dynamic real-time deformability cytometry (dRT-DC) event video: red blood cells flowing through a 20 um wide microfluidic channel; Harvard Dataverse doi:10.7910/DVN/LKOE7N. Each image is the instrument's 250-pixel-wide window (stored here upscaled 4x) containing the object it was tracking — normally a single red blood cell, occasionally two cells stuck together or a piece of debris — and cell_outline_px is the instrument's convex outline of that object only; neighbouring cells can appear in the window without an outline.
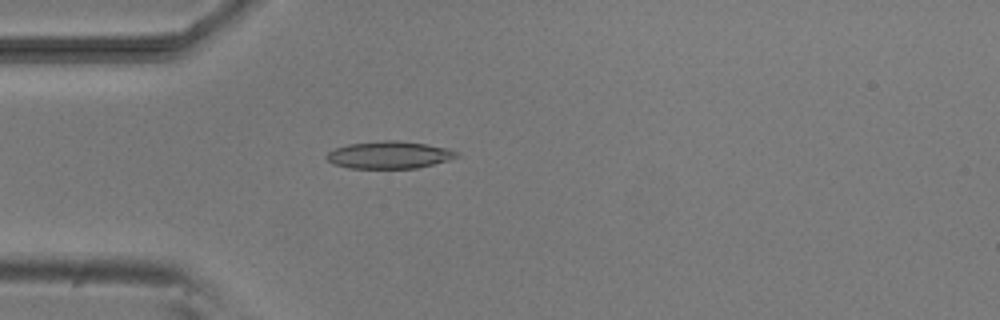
{"species": "common noctule bat (a hibernating species)", "species_latin": "Nyctalus noctula", "temperature_condition": "room temperature", "stored_images_in_passage": 3, "camera_frame_rate_fps": 3000, "um_per_image_px": 0.085, "animal": {"sex": "male", "body_mass_g": 20.5, "forearm_length_mm": 52.5}, "frame": {"image": 1, "passage_image": 3, "time_ms": 2.333, "image_size_px": [1000, 320], "cell_outline_px": [[460, 156], [448, 160], [416, 168], [348, 168], [332, 164], [324, 156], [328, 152], [336, 148], [348, 144], [384, 140], [400, 140], [424, 144], [444, 148], [456, 152]], "centroid_in_image_um": [33.02, 13.17], "position_along_channel_um": 52.0, "area_um2": 20.52}}